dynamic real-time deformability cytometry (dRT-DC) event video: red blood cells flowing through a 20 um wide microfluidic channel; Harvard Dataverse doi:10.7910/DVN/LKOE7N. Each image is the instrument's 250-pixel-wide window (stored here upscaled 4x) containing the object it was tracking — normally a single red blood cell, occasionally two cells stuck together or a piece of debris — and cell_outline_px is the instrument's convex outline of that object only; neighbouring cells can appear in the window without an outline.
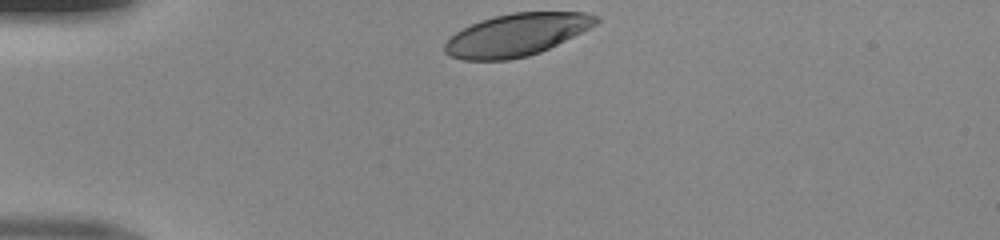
{"species": "human", "species_latin": "Homo sapiens", "temperature_condition": "room temperature", "stored_images_in_passage": 30, "camera_frame_rate_fps": 3000, "um_per_image_px": 0.085, "donor": {"sex": "male"}, "frame": {"image": 1, "passage_image": 1, "time_ms": 0.0, "image_size_px": [1000, 240], "cell_outline_px": [[600, 20], [596, 24], [540, 52], [528, 56], [508, 60], [464, 60], [452, 56], [444, 52], [444, 44], [456, 32], [480, 20], [512, 12], [584, 12], [600, 16]], "centroid_in_image_um": [43.9, 2.95], "position_along_channel_um": 41.1, "area_um2": 36.93}}
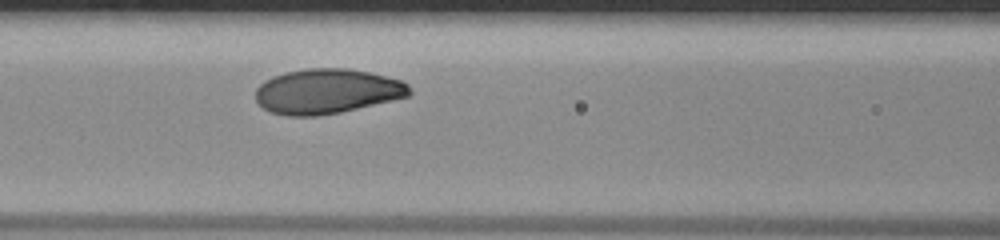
{"frame": {"image": 2, "passage_image": 11, "time_ms": 3.333, "image_size_px": [1000, 240], "cell_outline_px": [[412, 92], [408, 96], [392, 100], [340, 112], [316, 116], [288, 116], [272, 112], [264, 108], [256, 100], [256, 88], [264, 80], [272, 76], [284, 72], [308, 68], [348, 68], [368, 72], [400, 80], [408, 84]], "centroid_in_image_um": [27.77, 7.75], "position_along_channel_um": 138.8, "area_um2": 40.11}}
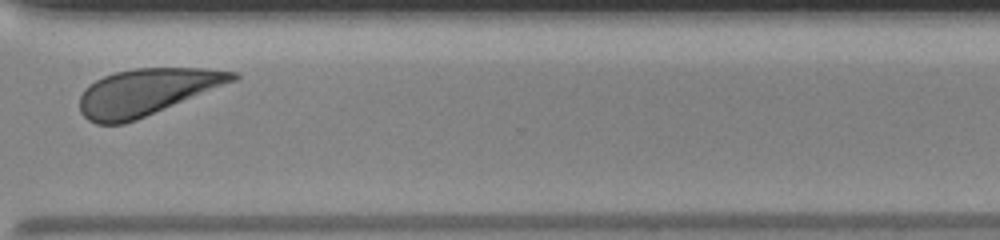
{"frame": {"image": 3, "passage_image": 27, "time_ms": 8.667, "image_size_px": [1000, 240], "cell_outline_px": [[240, 76], [236, 80], [136, 120], [124, 124], [96, 124], [88, 120], [80, 112], [80, 96], [84, 88], [96, 80], [104, 76], [116, 72], [136, 68], [204, 68], [236, 72]], "centroid_in_image_um": [12.43, 7.82], "position_along_channel_um": 358.2, "area_um2": 41.21}}